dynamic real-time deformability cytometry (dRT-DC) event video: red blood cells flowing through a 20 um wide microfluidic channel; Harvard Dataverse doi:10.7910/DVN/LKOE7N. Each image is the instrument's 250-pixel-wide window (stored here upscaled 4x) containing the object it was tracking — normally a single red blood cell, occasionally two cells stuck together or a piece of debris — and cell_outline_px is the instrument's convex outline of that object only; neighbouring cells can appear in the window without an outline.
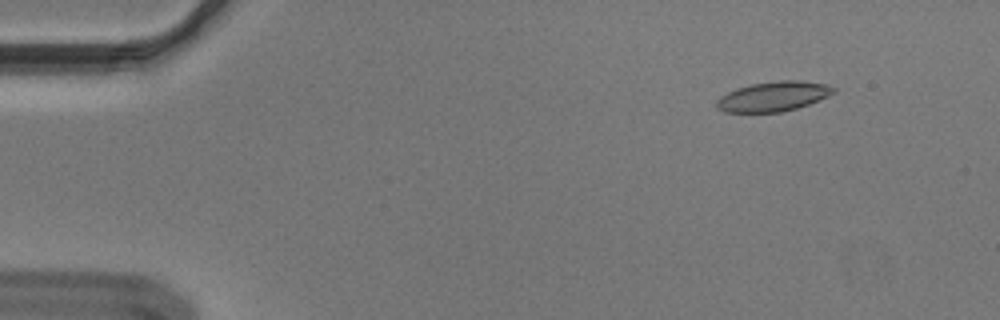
{"species": "Egyptian fruit bat (a non-hibernating species)", "species_latin": "Rousettus aegyptiacus", "temperature_condition": "cold", "stored_images_in_passage": 52, "segment_of_instrument_passage": [1, 2], "camera_frame_rate_fps": 3000, "um_per_image_px": 0.085, "animal": {"sex": "male"}, "frame": {"image": 1, "passage_image": 3, "time_ms": 0.667, "image_size_px": [1000, 320], "cell_outline_px": [[836, 92], [828, 96], [808, 104], [796, 108], [780, 112], [724, 112], [716, 108], [716, 100], [720, 96], [736, 88], [752, 84], [776, 80], [800, 80], [828, 84], [836, 88]], "centroid_in_image_um": [65.73, 8.18], "position_along_channel_um": 19.3, "area_um2": 20.4}}
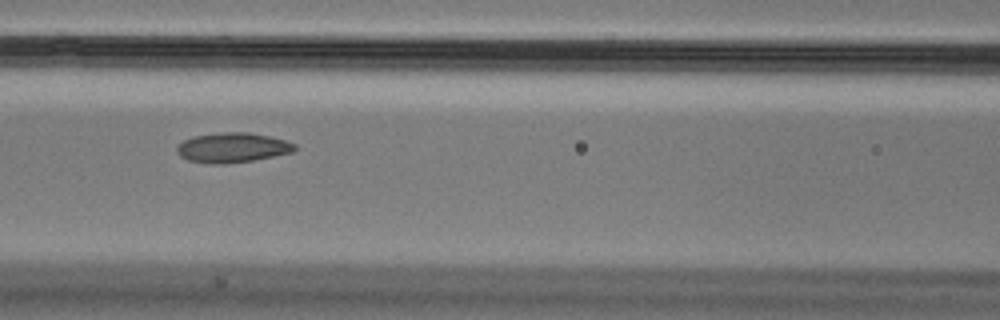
{"frame": {"image": 2, "passage_image": 21, "time_ms": 6.667, "image_size_px": [1000, 320], "cell_outline_px": [[296, 148], [292, 152], [252, 160], [224, 164], [208, 164], [188, 160], [180, 156], [176, 152], [176, 148], [184, 140], [192, 136], [224, 132], [248, 132], [268, 136], [284, 140], [296, 144]], "centroid_in_image_um": [19.72, 12.55], "position_along_channel_um": 146.9, "area_um2": 20.35}}
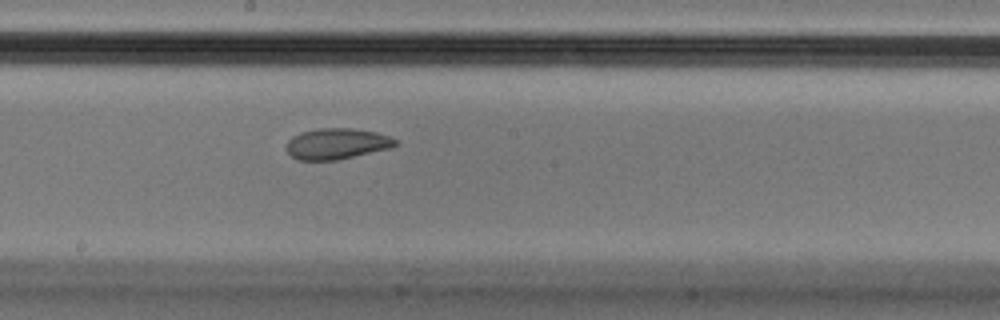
{"frame": {"image": 3, "passage_image": 27, "time_ms": 8.667, "image_size_px": [1000, 320], "cell_outline_px": [[400, 144], [392, 148], [336, 160], [296, 160], [288, 152], [288, 140], [292, 136], [300, 132], [316, 128], [352, 128], [376, 132], [400, 140]], "centroid_in_image_um": [28.67, 12.21], "position_along_channel_um": 219.5, "area_um2": 19.83}}